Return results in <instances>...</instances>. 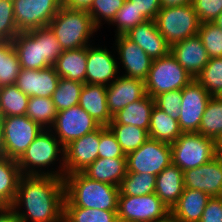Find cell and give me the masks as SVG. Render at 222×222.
Returning <instances> with one entry per match:
<instances>
[{
    "mask_svg": "<svg viewBox=\"0 0 222 222\" xmlns=\"http://www.w3.org/2000/svg\"><path fill=\"white\" fill-rule=\"evenodd\" d=\"M41 50L42 61H45L49 66H53L63 52L57 37L48 26L41 28Z\"/></svg>",
    "mask_w": 222,
    "mask_h": 222,
    "instance_id": "cell-45",
    "label": "cell"
},
{
    "mask_svg": "<svg viewBox=\"0 0 222 222\" xmlns=\"http://www.w3.org/2000/svg\"><path fill=\"white\" fill-rule=\"evenodd\" d=\"M20 69L12 41H0V87L14 85Z\"/></svg>",
    "mask_w": 222,
    "mask_h": 222,
    "instance_id": "cell-33",
    "label": "cell"
},
{
    "mask_svg": "<svg viewBox=\"0 0 222 222\" xmlns=\"http://www.w3.org/2000/svg\"><path fill=\"white\" fill-rule=\"evenodd\" d=\"M211 197L203 191L184 188L178 202L170 212L179 222H199Z\"/></svg>",
    "mask_w": 222,
    "mask_h": 222,
    "instance_id": "cell-26",
    "label": "cell"
},
{
    "mask_svg": "<svg viewBox=\"0 0 222 222\" xmlns=\"http://www.w3.org/2000/svg\"><path fill=\"white\" fill-rule=\"evenodd\" d=\"M107 87L84 83L80 93L79 106L101 126H108L113 120L106 98Z\"/></svg>",
    "mask_w": 222,
    "mask_h": 222,
    "instance_id": "cell-23",
    "label": "cell"
},
{
    "mask_svg": "<svg viewBox=\"0 0 222 222\" xmlns=\"http://www.w3.org/2000/svg\"><path fill=\"white\" fill-rule=\"evenodd\" d=\"M200 133L215 142L222 134V97H211L202 116Z\"/></svg>",
    "mask_w": 222,
    "mask_h": 222,
    "instance_id": "cell-34",
    "label": "cell"
},
{
    "mask_svg": "<svg viewBox=\"0 0 222 222\" xmlns=\"http://www.w3.org/2000/svg\"><path fill=\"white\" fill-rule=\"evenodd\" d=\"M222 29V13L213 22Z\"/></svg>",
    "mask_w": 222,
    "mask_h": 222,
    "instance_id": "cell-56",
    "label": "cell"
},
{
    "mask_svg": "<svg viewBox=\"0 0 222 222\" xmlns=\"http://www.w3.org/2000/svg\"><path fill=\"white\" fill-rule=\"evenodd\" d=\"M178 120L154 106L151 111L150 127L148 136L160 142L173 144L182 134Z\"/></svg>",
    "mask_w": 222,
    "mask_h": 222,
    "instance_id": "cell-30",
    "label": "cell"
},
{
    "mask_svg": "<svg viewBox=\"0 0 222 222\" xmlns=\"http://www.w3.org/2000/svg\"><path fill=\"white\" fill-rule=\"evenodd\" d=\"M195 79L212 97H222V57L210 58Z\"/></svg>",
    "mask_w": 222,
    "mask_h": 222,
    "instance_id": "cell-39",
    "label": "cell"
},
{
    "mask_svg": "<svg viewBox=\"0 0 222 222\" xmlns=\"http://www.w3.org/2000/svg\"><path fill=\"white\" fill-rule=\"evenodd\" d=\"M84 83L60 78L53 92L52 101L56 111L59 112L72 106L79 105L80 93Z\"/></svg>",
    "mask_w": 222,
    "mask_h": 222,
    "instance_id": "cell-37",
    "label": "cell"
},
{
    "mask_svg": "<svg viewBox=\"0 0 222 222\" xmlns=\"http://www.w3.org/2000/svg\"><path fill=\"white\" fill-rule=\"evenodd\" d=\"M93 0H62V5L76 10L88 11Z\"/></svg>",
    "mask_w": 222,
    "mask_h": 222,
    "instance_id": "cell-50",
    "label": "cell"
},
{
    "mask_svg": "<svg viewBox=\"0 0 222 222\" xmlns=\"http://www.w3.org/2000/svg\"><path fill=\"white\" fill-rule=\"evenodd\" d=\"M183 171L170 164L156 176L155 194L171 210L184 191Z\"/></svg>",
    "mask_w": 222,
    "mask_h": 222,
    "instance_id": "cell-24",
    "label": "cell"
},
{
    "mask_svg": "<svg viewBox=\"0 0 222 222\" xmlns=\"http://www.w3.org/2000/svg\"><path fill=\"white\" fill-rule=\"evenodd\" d=\"M118 68L115 56L107 48L87 46L86 83L107 87L118 77Z\"/></svg>",
    "mask_w": 222,
    "mask_h": 222,
    "instance_id": "cell-16",
    "label": "cell"
},
{
    "mask_svg": "<svg viewBox=\"0 0 222 222\" xmlns=\"http://www.w3.org/2000/svg\"><path fill=\"white\" fill-rule=\"evenodd\" d=\"M100 126L89 113L76 105L57 112L50 130L65 147L71 141L97 130Z\"/></svg>",
    "mask_w": 222,
    "mask_h": 222,
    "instance_id": "cell-12",
    "label": "cell"
},
{
    "mask_svg": "<svg viewBox=\"0 0 222 222\" xmlns=\"http://www.w3.org/2000/svg\"><path fill=\"white\" fill-rule=\"evenodd\" d=\"M147 21L143 14H139V11L132 5L131 1L125 0L121 9L116 12V15L112 22L113 26H116V34L125 35L132 28L136 27L140 23Z\"/></svg>",
    "mask_w": 222,
    "mask_h": 222,
    "instance_id": "cell-40",
    "label": "cell"
},
{
    "mask_svg": "<svg viewBox=\"0 0 222 222\" xmlns=\"http://www.w3.org/2000/svg\"><path fill=\"white\" fill-rule=\"evenodd\" d=\"M156 176L127 172L119 186V195L142 196L155 193Z\"/></svg>",
    "mask_w": 222,
    "mask_h": 222,
    "instance_id": "cell-36",
    "label": "cell"
},
{
    "mask_svg": "<svg viewBox=\"0 0 222 222\" xmlns=\"http://www.w3.org/2000/svg\"><path fill=\"white\" fill-rule=\"evenodd\" d=\"M82 173L92 180L119 187L127 174L126 158L98 157Z\"/></svg>",
    "mask_w": 222,
    "mask_h": 222,
    "instance_id": "cell-25",
    "label": "cell"
},
{
    "mask_svg": "<svg viewBox=\"0 0 222 222\" xmlns=\"http://www.w3.org/2000/svg\"><path fill=\"white\" fill-rule=\"evenodd\" d=\"M33 122L44 129H51L57 116L52 98L30 97L25 113Z\"/></svg>",
    "mask_w": 222,
    "mask_h": 222,
    "instance_id": "cell-35",
    "label": "cell"
},
{
    "mask_svg": "<svg viewBox=\"0 0 222 222\" xmlns=\"http://www.w3.org/2000/svg\"><path fill=\"white\" fill-rule=\"evenodd\" d=\"M22 174L17 160L0 158V207H11Z\"/></svg>",
    "mask_w": 222,
    "mask_h": 222,
    "instance_id": "cell-29",
    "label": "cell"
},
{
    "mask_svg": "<svg viewBox=\"0 0 222 222\" xmlns=\"http://www.w3.org/2000/svg\"><path fill=\"white\" fill-rule=\"evenodd\" d=\"M198 36L208 53L209 58L222 57V29L213 22L200 24Z\"/></svg>",
    "mask_w": 222,
    "mask_h": 222,
    "instance_id": "cell-41",
    "label": "cell"
},
{
    "mask_svg": "<svg viewBox=\"0 0 222 222\" xmlns=\"http://www.w3.org/2000/svg\"><path fill=\"white\" fill-rule=\"evenodd\" d=\"M116 52L122 68L125 69L124 76L146 80L153 60L126 35L115 36Z\"/></svg>",
    "mask_w": 222,
    "mask_h": 222,
    "instance_id": "cell-17",
    "label": "cell"
},
{
    "mask_svg": "<svg viewBox=\"0 0 222 222\" xmlns=\"http://www.w3.org/2000/svg\"><path fill=\"white\" fill-rule=\"evenodd\" d=\"M29 98L15 84L0 87V118L25 115Z\"/></svg>",
    "mask_w": 222,
    "mask_h": 222,
    "instance_id": "cell-31",
    "label": "cell"
},
{
    "mask_svg": "<svg viewBox=\"0 0 222 222\" xmlns=\"http://www.w3.org/2000/svg\"><path fill=\"white\" fill-rule=\"evenodd\" d=\"M14 18L20 32L47 27L62 0H13Z\"/></svg>",
    "mask_w": 222,
    "mask_h": 222,
    "instance_id": "cell-11",
    "label": "cell"
},
{
    "mask_svg": "<svg viewBox=\"0 0 222 222\" xmlns=\"http://www.w3.org/2000/svg\"><path fill=\"white\" fill-rule=\"evenodd\" d=\"M216 144V155L222 158V134L215 142Z\"/></svg>",
    "mask_w": 222,
    "mask_h": 222,
    "instance_id": "cell-55",
    "label": "cell"
},
{
    "mask_svg": "<svg viewBox=\"0 0 222 222\" xmlns=\"http://www.w3.org/2000/svg\"><path fill=\"white\" fill-rule=\"evenodd\" d=\"M154 222H179L176 217L170 212L164 218L155 220Z\"/></svg>",
    "mask_w": 222,
    "mask_h": 222,
    "instance_id": "cell-54",
    "label": "cell"
},
{
    "mask_svg": "<svg viewBox=\"0 0 222 222\" xmlns=\"http://www.w3.org/2000/svg\"><path fill=\"white\" fill-rule=\"evenodd\" d=\"M147 20H155L161 9L160 0H129Z\"/></svg>",
    "mask_w": 222,
    "mask_h": 222,
    "instance_id": "cell-49",
    "label": "cell"
},
{
    "mask_svg": "<svg viewBox=\"0 0 222 222\" xmlns=\"http://www.w3.org/2000/svg\"><path fill=\"white\" fill-rule=\"evenodd\" d=\"M100 158H126L116 136L108 126H100V145L98 151Z\"/></svg>",
    "mask_w": 222,
    "mask_h": 222,
    "instance_id": "cell-44",
    "label": "cell"
},
{
    "mask_svg": "<svg viewBox=\"0 0 222 222\" xmlns=\"http://www.w3.org/2000/svg\"><path fill=\"white\" fill-rule=\"evenodd\" d=\"M64 207L117 211L119 187L92 180L82 172L65 175Z\"/></svg>",
    "mask_w": 222,
    "mask_h": 222,
    "instance_id": "cell-2",
    "label": "cell"
},
{
    "mask_svg": "<svg viewBox=\"0 0 222 222\" xmlns=\"http://www.w3.org/2000/svg\"><path fill=\"white\" fill-rule=\"evenodd\" d=\"M154 106L155 100L146 94L143 98L130 103L115 114L113 120L117 124L133 125L145 129L148 132L151 111Z\"/></svg>",
    "mask_w": 222,
    "mask_h": 222,
    "instance_id": "cell-28",
    "label": "cell"
},
{
    "mask_svg": "<svg viewBox=\"0 0 222 222\" xmlns=\"http://www.w3.org/2000/svg\"><path fill=\"white\" fill-rule=\"evenodd\" d=\"M64 154L65 148L54 133L50 129H44L17 160V164L22 175H51L64 178ZM59 156H62L61 159ZM58 160L60 162L58 170L54 168L50 171L43 170L51 164H55Z\"/></svg>",
    "mask_w": 222,
    "mask_h": 222,
    "instance_id": "cell-3",
    "label": "cell"
},
{
    "mask_svg": "<svg viewBox=\"0 0 222 222\" xmlns=\"http://www.w3.org/2000/svg\"><path fill=\"white\" fill-rule=\"evenodd\" d=\"M0 222H22L12 207H0Z\"/></svg>",
    "mask_w": 222,
    "mask_h": 222,
    "instance_id": "cell-51",
    "label": "cell"
},
{
    "mask_svg": "<svg viewBox=\"0 0 222 222\" xmlns=\"http://www.w3.org/2000/svg\"><path fill=\"white\" fill-rule=\"evenodd\" d=\"M64 199L63 178L22 175L11 207L22 222H63Z\"/></svg>",
    "mask_w": 222,
    "mask_h": 222,
    "instance_id": "cell-1",
    "label": "cell"
},
{
    "mask_svg": "<svg viewBox=\"0 0 222 222\" xmlns=\"http://www.w3.org/2000/svg\"><path fill=\"white\" fill-rule=\"evenodd\" d=\"M155 23L170 46L198 35L201 24L192 4L161 7Z\"/></svg>",
    "mask_w": 222,
    "mask_h": 222,
    "instance_id": "cell-5",
    "label": "cell"
},
{
    "mask_svg": "<svg viewBox=\"0 0 222 222\" xmlns=\"http://www.w3.org/2000/svg\"><path fill=\"white\" fill-rule=\"evenodd\" d=\"M170 52L192 78L200 74L210 59L198 35L175 43Z\"/></svg>",
    "mask_w": 222,
    "mask_h": 222,
    "instance_id": "cell-20",
    "label": "cell"
},
{
    "mask_svg": "<svg viewBox=\"0 0 222 222\" xmlns=\"http://www.w3.org/2000/svg\"><path fill=\"white\" fill-rule=\"evenodd\" d=\"M48 27L57 37L63 51L87 47L90 38L99 29L85 10H76L62 5Z\"/></svg>",
    "mask_w": 222,
    "mask_h": 222,
    "instance_id": "cell-4",
    "label": "cell"
},
{
    "mask_svg": "<svg viewBox=\"0 0 222 222\" xmlns=\"http://www.w3.org/2000/svg\"><path fill=\"white\" fill-rule=\"evenodd\" d=\"M12 43L21 68L37 70L49 67L45 61H42L41 28L20 32Z\"/></svg>",
    "mask_w": 222,
    "mask_h": 222,
    "instance_id": "cell-22",
    "label": "cell"
},
{
    "mask_svg": "<svg viewBox=\"0 0 222 222\" xmlns=\"http://www.w3.org/2000/svg\"><path fill=\"white\" fill-rule=\"evenodd\" d=\"M135 42L152 60L170 53L171 46L157 29L155 20H147L125 34Z\"/></svg>",
    "mask_w": 222,
    "mask_h": 222,
    "instance_id": "cell-21",
    "label": "cell"
},
{
    "mask_svg": "<svg viewBox=\"0 0 222 222\" xmlns=\"http://www.w3.org/2000/svg\"><path fill=\"white\" fill-rule=\"evenodd\" d=\"M59 79L54 66L37 70L21 68L15 85L28 97L51 98Z\"/></svg>",
    "mask_w": 222,
    "mask_h": 222,
    "instance_id": "cell-19",
    "label": "cell"
},
{
    "mask_svg": "<svg viewBox=\"0 0 222 222\" xmlns=\"http://www.w3.org/2000/svg\"><path fill=\"white\" fill-rule=\"evenodd\" d=\"M183 179L185 188L203 191L210 197H221L222 158L216 156L206 164L183 171Z\"/></svg>",
    "mask_w": 222,
    "mask_h": 222,
    "instance_id": "cell-15",
    "label": "cell"
},
{
    "mask_svg": "<svg viewBox=\"0 0 222 222\" xmlns=\"http://www.w3.org/2000/svg\"><path fill=\"white\" fill-rule=\"evenodd\" d=\"M172 163L170 144L148 138L137 150L126 155L127 172L157 176Z\"/></svg>",
    "mask_w": 222,
    "mask_h": 222,
    "instance_id": "cell-10",
    "label": "cell"
},
{
    "mask_svg": "<svg viewBox=\"0 0 222 222\" xmlns=\"http://www.w3.org/2000/svg\"><path fill=\"white\" fill-rule=\"evenodd\" d=\"M63 222H118L117 211L64 207Z\"/></svg>",
    "mask_w": 222,
    "mask_h": 222,
    "instance_id": "cell-38",
    "label": "cell"
},
{
    "mask_svg": "<svg viewBox=\"0 0 222 222\" xmlns=\"http://www.w3.org/2000/svg\"><path fill=\"white\" fill-rule=\"evenodd\" d=\"M154 100L156 107L170 115L173 119H179L182 104L181 89L159 94L154 98Z\"/></svg>",
    "mask_w": 222,
    "mask_h": 222,
    "instance_id": "cell-46",
    "label": "cell"
},
{
    "mask_svg": "<svg viewBox=\"0 0 222 222\" xmlns=\"http://www.w3.org/2000/svg\"><path fill=\"white\" fill-rule=\"evenodd\" d=\"M193 0H160L161 7H173L178 5L192 4Z\"/></svg>",
    "mask_w": 222,
    "mask_h": 222,
    "instance_id": "cell-52",
    "label": "cell"
},
{
    "mask_svg": "<svg viewBox=\"0 0 222 222\" xmlns=\"http://www.w3.org/2000/svg\"><path fill=\"white\" fill-rule=\"evenodd\" d=\"M170 147L172 164L182 171L199 167L217 156L215 141L197 132L182 133Z\"/></svg>",
    "mask_w": 222,
    "mask_h": 222,
    "instance_id": "cell-6",
    "label": "cell"
},
{
    "mask_svg": "<svg viewBox=\"0 0 222 222\" xmlns=\"http://www.w3.org/2000/svg\"><path fill=\"white\" fill-rule=\"evenodd\" d=\"M192 79L190 74L178 63L171 52L152 62L145 80L146 94L153 99L162 93L182 89Z\"/></svg>",
    "mask_w": 222,
    "mask_h": 222,
    "instance_id": "cell-7",
    "label": "cell"
},
{
    "mask_svg": "<svg viewBox=\"0 0 222 222\" xmlns=\"http://www.w3.org/2000/svg\"><path fill=\"white\" fill-rule=\"evenodd\" d=\"M192 5L201 23L214 22L222 13V0H193Z\"/></svg>",
    "mask_w": 222,
    "mask_h": 222,
    "instance_id": "cell-47",
    "label": "cell"
},
{
    "mask_svg": "<svg viewBox=\"0 0 222 222\" xmlns=\"http://www.w3.org/2000/svg\"><path fill=\"white\" fill-rule=\"evenodd\" d=\"M125 0H93L91 7L87 11L91 16L93 23L99 29L102 26L101 22L107 21L111 23L116 12L123 6Z\"/></svg>",
    "mask_w": 222,
    "mask_h": 222,
    "instance_id": "cell-42",
    "label": "cell"
},
{
    "mask_svg": "<svg viewBox=\"0 0 222 222\" xmlns=\"http://www.w3.org/2000/svg\"><path fill=\"white\" fill-rule=\"evenodd\" d=\"M18 34L13 0H0V41H12Z\"/></svg>",
    "mask_w": 222,
    "mask_h": 222,
    "instance_id": "cell-43",
    "label": "cell"
},
{
    "mask_svg": "<svg viewBox=\"0 0 222 222\" xmlns=\"http://www.w3.org/2000/svg\"><path fill=\"white\" fill-rule=\"evenodd\" d=\"M2 157H5V145H4L2 126L0 123V158H2Z\"/></svg>",
    "mask_w": 222,
    "mask_h": 222,
    "instance_id": "cell-53",
    "label": "cell"
},
{
    "mask_svg": "<svg viewBox=\"0 0 222 222\" xmlns=\"http://www.w3.org/2000/svg\"><path fill=\"white\" fill-rule=\"evenodd\" d=\"M199 222H222V196L208 200Z\"/></svg>",
    "mask_w": 222,
    "mask_h": 222,
    "instance_id": "cell-48",
    "label": "cell"
},
{
    "mask_svg": "<svg viewBox=\"0 0 222 222\" xmlns=\"http://www.w3.org/2000/svg\"><path fill=\"white\" fill-rule=\"evenodd\" d=\"M100 127L81 138L71 141L65 148V175L84 171L98 158Z\"/></svg>",
    "mask_w": 222,
    "mask_h": 222,
    "instance_id": "cell-14",
    "label": "cell"
},
{
    "mask_svg": "<svg viewBox=\"0 0 222 222\" xmlns=\"http://www.w3.org/2000/svg\"><path fill=\"white\" fill-rule=\"evenodd\" d=\"M0 123L4 137L5 156L13 160H18L44 130L26 115L1 117Z\"/></svg>",
    "mask_w": 222,
    "mask_h": 222,
    "instance_id": "cell-8",
    "label": "cell"
},
{
    "mask_svg": "<svg viewBox=\"0 0 222 222\" xmlns=\"http://www.w3.org/2000/svg\"><path fill=\"white\" fill-rule=\"evenodd\" d=\"M146 95L145 81L128 76H118L107 86L106 98L111 116L113 117L130 103Z\"/></svg>",
    "mask_w": 222,
    "mask_h": 222,
    "instance_id": "cell-18",
    "label": "cell"
},
{
    "mask_svg": "<svg viewBox=\"0 0 222 222\" xmlns=\"http://www.w3.org/2000/svg\"><path fill=\"white\" fill-rule=\"evenodd\" d=\"M108 127L116 136L125 155L137 150L149 138L145 129L133 125L117 124L112 120Z\"/></svg>",
    "mask_w": 222,
    "mask_h": 222,
    "instance_id": "cell-32",
    "label": "cell"
},
{
    "mask_svg": "<svg viewBox=\"0 0 222 222\" xmlns=\"http://www.w3.org/2000/svg\"><path fill=\"white\" fill-rule=\"evenodd\" d=\"M168 213L170 209L155 193L118 196V222H154L164 218Z\"/></svg>",
    "mask_w": 222,
    "mask_h": 222,
    "instance_id": "cell-9",
    "label": "cell"
},
{
    "mask_svg": "<svg viewBox=\"0 0 222 222\" xmlns=\"http://www.w3.org/2000/svg\"><path fill=\"white\" fill-rule=\"evenodd\" d=\"M53 66L60 78L86 83L87 47L63 51Z\"/></svg>",
    "mask_w": 222,
    "mask_h": 222,
    "instance_id": "cell-27",
    "label": "cell"
},
{
    "mask_svg": "<svg viewBox=\"0 0 222 222\" xmlns=\"http://www.w3.org/2000/svg\"><path fill=\"white\" fill-rule=\"evenodd\" d=\"M182 104L178 124L183 133L198 132L202 116L211 95L194 78L181 89Z\"/></svg>",
    "mask_w": 222,
    "mask_h": 222,
    "instance_id": "cell-13",
    "label": "cell"
}]
</instances>
